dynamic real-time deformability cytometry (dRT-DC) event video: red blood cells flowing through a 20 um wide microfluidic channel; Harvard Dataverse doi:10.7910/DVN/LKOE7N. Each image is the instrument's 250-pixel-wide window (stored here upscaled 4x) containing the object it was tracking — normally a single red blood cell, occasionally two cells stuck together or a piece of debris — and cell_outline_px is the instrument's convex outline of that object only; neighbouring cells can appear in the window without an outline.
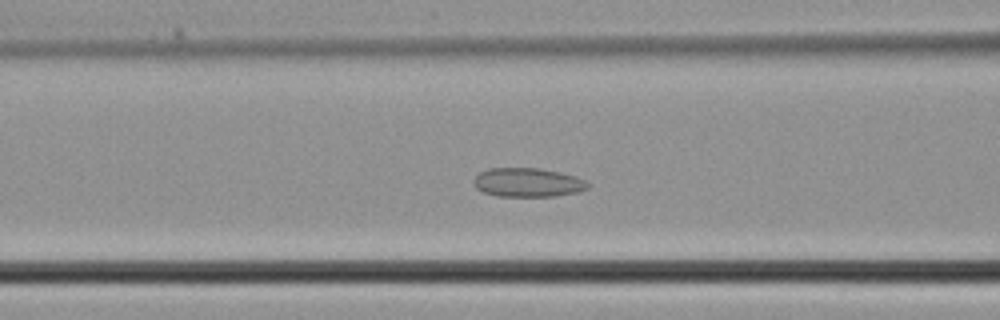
{"species": "common noctule bat (a hibernating species)", "species_latin": "Nyctalus noctula", "temperature_condition": "cold", "stored_images_in_passage": 37, "camera_frame_rate_fps": 3000, "um_per_image_px": 0.085, "animal": {"sex": "male", "body_mass_g": 21.5, "forearm_length_mm": 52.0}, "frame": {"image": 1, "passage_image": 14, "time_ms": 4.333, "image_size_px": [1000, 320], "cell_outline_px": [[588, 188], [580, 192], [556, 196], [496, 196], [484, 192], [476, 188], [472, 184], [472, 180], [480, 172], [488, 168], [540, 168], [560, 172], [576, 176], [584, 180], [588, 184]], "centroid_in_image_um": [44.84, 15.51], "position_along_channel_um": 121.8, "area_um2": 19.42}}
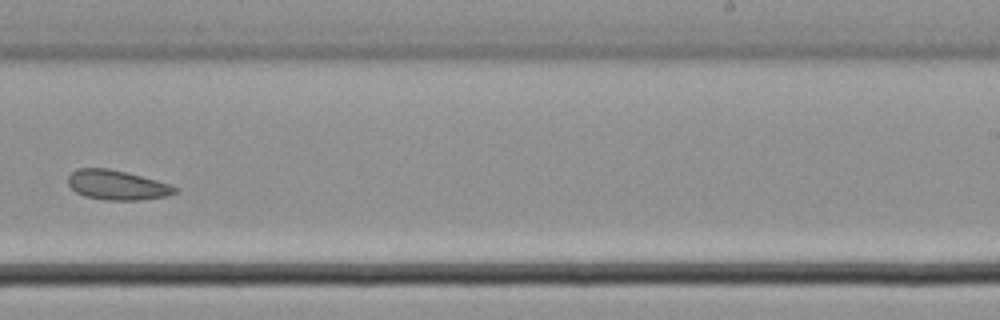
{"frame": {"image": 2, "passage_image": 23, "time_ms": 7.333, "image_size_px": [1000, 320], "cell_outline_px": [[180, 188], [176, 192], [168, 196], [140, 200], [104, 200], [84, 196], [76, 192], [68, 184], [68, 176], [72, 172], [80, 168], [108, 168], [140, 176], [168, 184]], "centroid_in_image_um": [9.94, 15.74], "position_along_channel_um": 279.1, "area_um2": 18.32}}
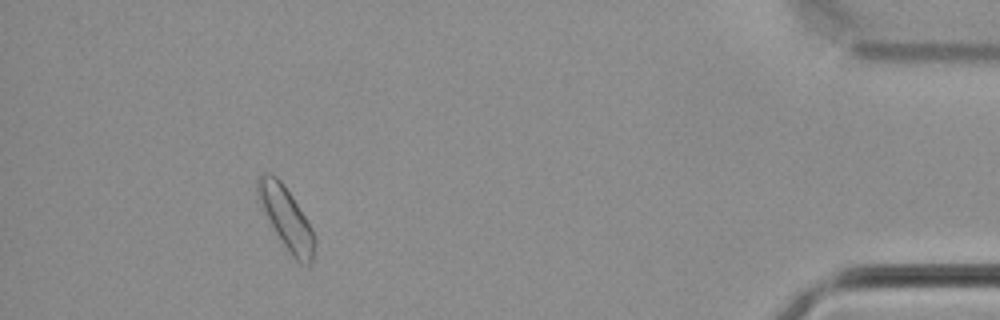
{"frame": {"image": 3, "passage_image": 34, "time_ms": 11.0, "image_size_px": [1000, 320], "cell_outline_px": [[316, 244], [312, 264], [308, 268], [300, 264], [292, 256], [276, 232], [256, 196], [256, 176], [264, 172], [268, 172], [276, 176], [280, 180], [292, 196], [312, 228], [316, 236]], "centroid_in_image_um": [24.35, 18.55], "position_along_channel_um": 410.8, "area_um2": 20.69}}